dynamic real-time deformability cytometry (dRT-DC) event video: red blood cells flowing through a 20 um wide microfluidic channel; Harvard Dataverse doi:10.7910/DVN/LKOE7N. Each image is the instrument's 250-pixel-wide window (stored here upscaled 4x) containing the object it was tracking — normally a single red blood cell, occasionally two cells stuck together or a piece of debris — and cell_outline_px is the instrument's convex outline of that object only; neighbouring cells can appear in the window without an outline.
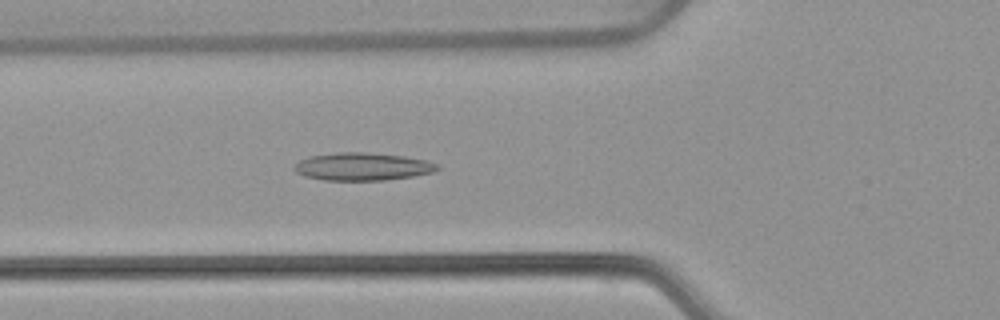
{"species": "common noctule bat (a hibernating species)", "species_latin": "Nyctalus noctula", "temperature_condition": "warm", "stored_images_in_passage": 53, "camera_frame_rate_fps": 3000, "um_per_image_px": 0.085, "animal": {"sex": "female", "body_mass_g": 22.7, "forearm_length_mm": 54.2}, "frame": {"image": 1, "passage_image": 19, "time_ms": 6.0, "image_size_px": [1000, 320], "cell_outline_px": [[440, 168], [436, 172], [412, 176], [384, 180], [324, 180], [304, 176], [296, 172], [292, 168], [300, 160], [308, 156], [340, 152], [364, 152], [404, 156], [428, 160], [436, 164]], "centroid_in_image_um": [30.82, 14.16], "position_along_channel_um": 95.0, "area_um2": 23.18}}
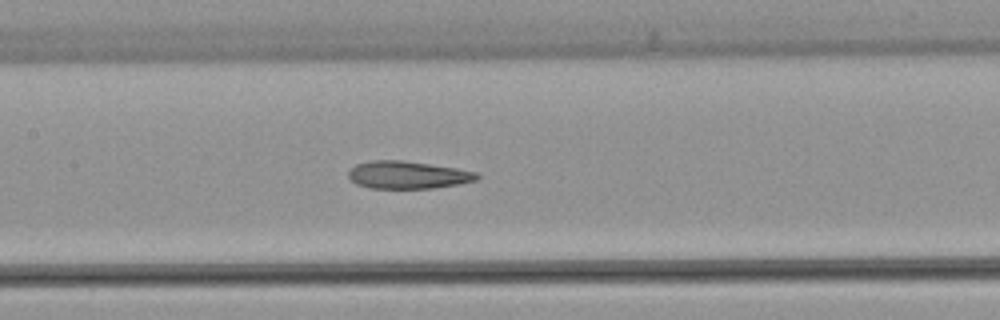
{"frame": {"image": 2, "passage_image": 25, "time_ms": 8.0, "image_size_px": [1000, 320], "cell_outline_px": [[480, 176], [476, 180], [456, 184], [432, 188], [368, 188], [356, 184], [348, 176], [348, 172], [356, 164], [372, 160], [400, 160], [456, 168], [476, 172]], "centroid_in_image_um": [34.62, 14.87], "position_along_channel_um": 172.8, "area_um2": 20.4}}
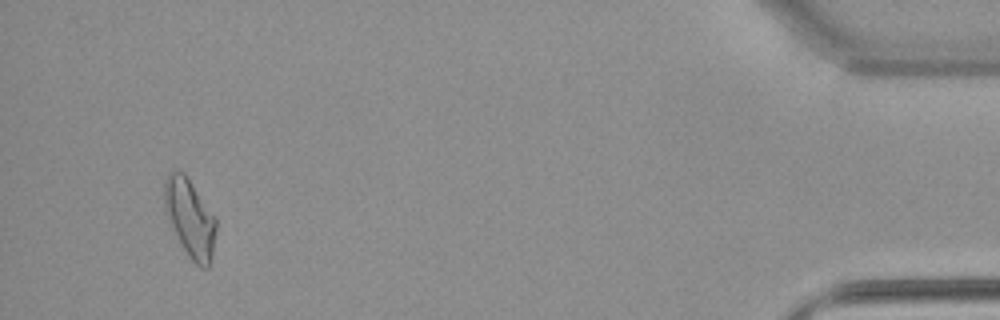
{"frame": {"image": 3, "passage_image": 50, "time_ms": 16.333, "image_size_px": [1000, 320], "cell_outline_px": [[216, 232], [212, 256], [208, 268], [200, 268], [188, 256], [164, 208], [164, 180], [168, 172], [184, 172], [216, 220]], "centroid_in_image_um": [16.15, 18.54], "position_along_channel_um": 419.0, "area_um2": 22.77}, "authors_computed_cell_mechanics": {"area_um2": 22.1374, "velocity_mm_per_s": 3.8668, "shape_relaxation_time_tau1_ms": null, "shape_relaxation_time_tau2_ms": 2.3607, "deformation_change_tau1": null, "deformation_change_tau2": 0.1109}}